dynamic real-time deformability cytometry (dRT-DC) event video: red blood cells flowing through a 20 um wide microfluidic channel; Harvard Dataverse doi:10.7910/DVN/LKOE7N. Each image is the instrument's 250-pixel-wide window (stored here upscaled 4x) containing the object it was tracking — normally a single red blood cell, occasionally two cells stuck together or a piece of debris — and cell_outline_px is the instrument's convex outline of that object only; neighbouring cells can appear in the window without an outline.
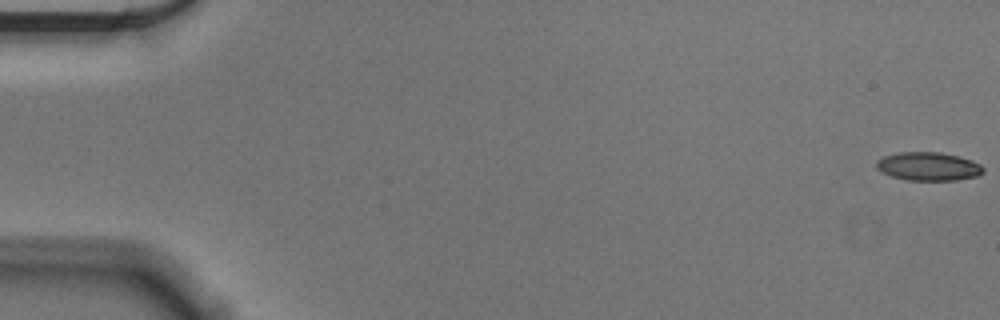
{"species": "Egyptian fruit bat (a non-hibernating species)", "species_latin": "Rousettus aegyptiacus", "temperature_condition": "cold", "stored_images_in_passage": 56, "camera_frame_rate_fps": 3000, "um_per_image_px": 0.085, "animal": {"sex": "male"}, "frame": {"image": 1, "passage_image": 1, "time_ms": 0.0, "image_size_px": [1000, 320], "cell_outline_px": [[984, 172], [980, 176], [956, 180], [908, 180], [892, 176], [880, 172], [876, 168], [876, 160], [884, 156], [896, 152], [940, 152], [972, 160], [980, 164], [984, 168]], "centroid_in_image_um": [78.91, 14.14], "position_along_channel_um": 6.1, "area_um2": 17.86}}
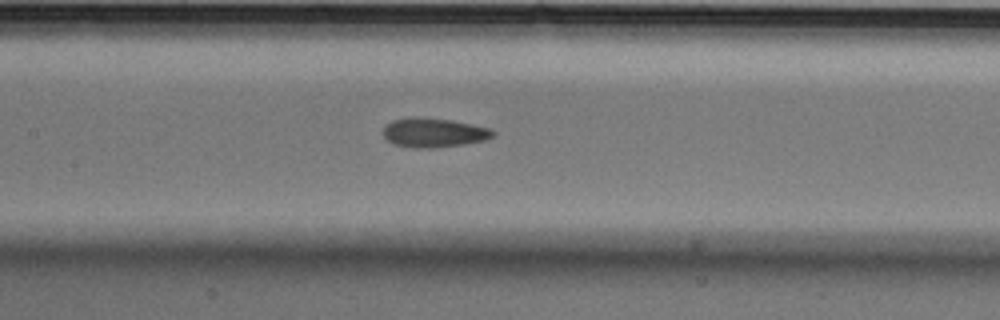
{"frame": {"image": 2, "passage_image": 27, "time_ms": 8.667, "image_size_px": [1000, 320], "cell_outline_px": [[496, 132], [492, 136], [484, 140], [464, 144], [436, 148], [412, 148], [392, 144], [384, 136], [384, 124], [392, 120], [412, 116], [416, 116], [448, 120], [472, 124], [492, 128]], "centroid_in_image_um": [36.84, 11.27], "position_along_channel_um": 170.6, "area_um2": 18.9}}
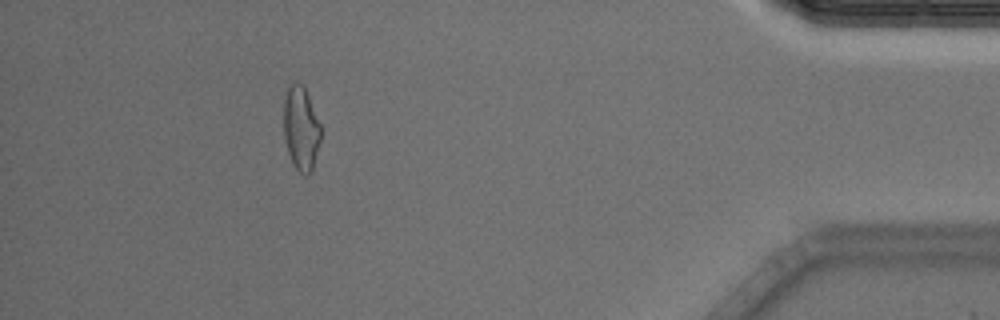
{"frame": {"image": 3, "passage_image": 51, "time_ms": 16.667, "image_size_px": [1000, 320], "cell_outline_px": [[320, 140], [312, 172], [308, 176], [304, 176], [292, 164], [288, 152], [284, 136], [284, 100], [288, 88], [296, 80], [304, 88], [308, 96], [320, 124]], "centroid_in_image_um": [25.58, 10.97], "position_along_channel_um": 409.6, "area_um2": 17.98}, "authors_computed_cell_mechanics": {"area_um2": 18.4093, "velocity_mm_per_s": 3.6323, "shape_relaxation_time_tau1_ms": 8.2544, "shape_relaxation_time_tau2_ms": 3.0056, "deformation_change_tau1": 0.1818, "deformation_change_tau2": 0.1103}}